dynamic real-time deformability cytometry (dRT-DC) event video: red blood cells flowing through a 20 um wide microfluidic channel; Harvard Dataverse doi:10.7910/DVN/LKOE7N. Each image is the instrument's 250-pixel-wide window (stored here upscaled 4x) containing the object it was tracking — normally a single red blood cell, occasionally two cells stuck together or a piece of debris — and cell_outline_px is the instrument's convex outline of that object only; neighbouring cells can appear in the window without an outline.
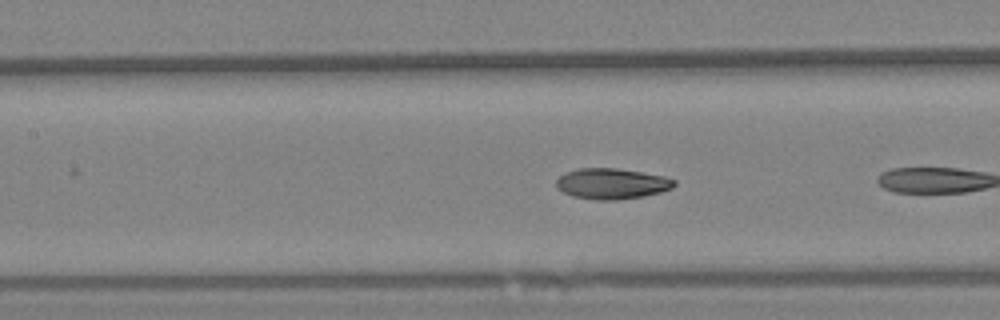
{"species": "Egyptian fruit bat (a non-hibernating species)", "species_latin": "Rousettus aegyptiacus", "temperature_condition": "warm", "stored_images_in_passage": 7, "camera_frame_rate_fps": 3000, "um_per_image_px": 0.085, "animal": {"sex": "female"}, "frame": {"image": 1, "passage_image": 6, "time_ms": 1.667, "image_size_px": [1000, 320], "cell_outline_px": [[676, 184], [672, 188], [660, 192], [644, 196], [616, 200], [596, 200], [572, 196], [556, 188], [556, 180], [560, 176], [568, 172], [580, 168], [616, 168], [664, 176], [676, 180]], "centroid_in_image_um": [52.01, 15.62], "position_along_channel_um": 155.4, "area_um2": 21.04}}